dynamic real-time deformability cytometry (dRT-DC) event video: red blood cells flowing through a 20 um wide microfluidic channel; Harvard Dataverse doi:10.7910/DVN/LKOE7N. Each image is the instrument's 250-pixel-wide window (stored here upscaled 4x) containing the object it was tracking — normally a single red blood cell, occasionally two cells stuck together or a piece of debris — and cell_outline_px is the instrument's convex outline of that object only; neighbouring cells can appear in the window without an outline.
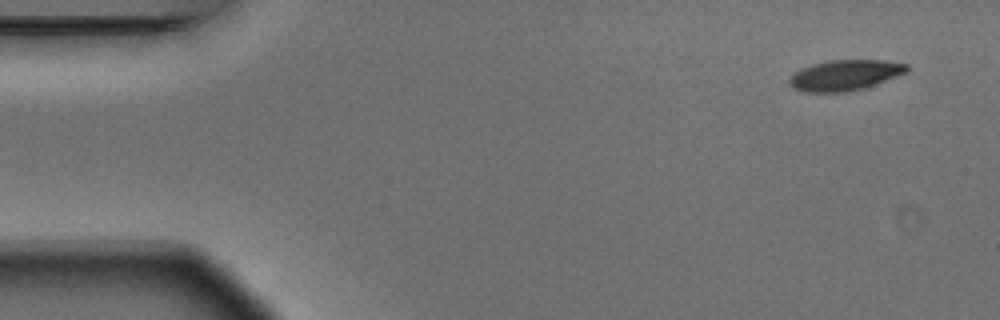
{"species": "Egyptian fruit bat (a non-hibernating species)", "species_latin": "Rousettus aegyptiacus", "temperature_condition": "warm", "stored_images_in_passage": 7, "camera_frame_rate_fps": 3000, "um_per_image_px": 0.085, "animal": {"sex": "male"}, "frame": {"image": 1, "passage_image": 1, "time_ms": 0.0, "image_size_px": [1000, 320], "cell_outline_px": [[908, 72], [864, 88], [844, 92], [804, 92], [792, 88], [788, 84], [788, 76], [800, 68], [812, 64], [828, 60], [884, 60], [908, 64]], "centroid_in_image_um": [71.76, 6.39], "position_along_channel_um": 13.2, "area_um2": 21.15}}
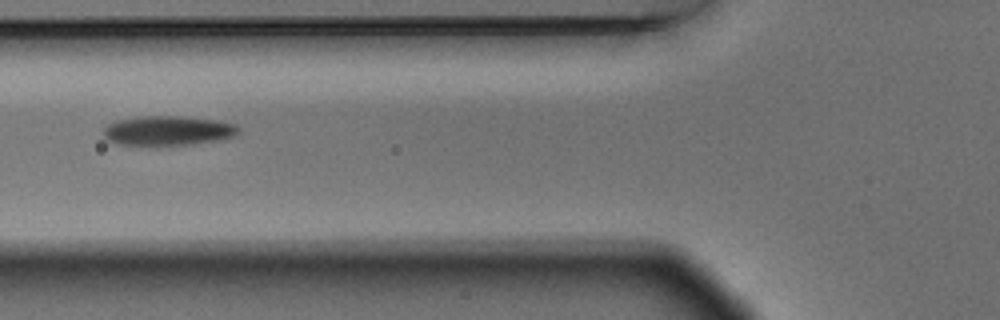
{"frame": {"image": 2, "passage_image": 5, "time_ms": 1.333, "image_size_px": [1000, 320], "cell_outline_px": [[240, 132], [232, 136], [216, 140], [192, 144], [116, 144], [108, 140], [104, 136], [104, 128], [108, 124], [116, 120], [144, 116], [180, 116], [220, 120], [236, 124], [240, 128]], "centroid_in_image_um": [14.3, 11.08], "position_along_channel_um": 111.5, "area_um2": 23.0}}
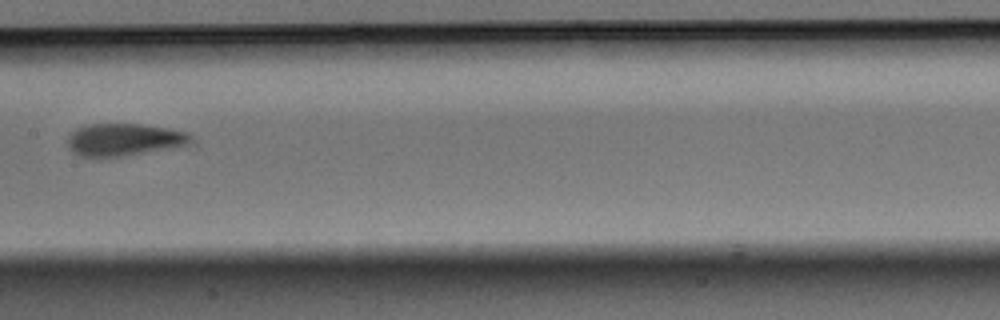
{"frame": {"image": 3, "passage_image": 7, "time_ms": 2.0, "image_size_px": [1000, 320], "cell_outline_px": [[188, 140], [184, 144], [120, 156], [80, 156], [72, 152], [68, 148], [68, 136], [76, 128], [84, 124], [140, 124], [168, 128], [188, 132]], "centroid_in_image_um": [10.39, 11.84], "position_along_channel_um": 197.0, "area_um2": 22.43}}